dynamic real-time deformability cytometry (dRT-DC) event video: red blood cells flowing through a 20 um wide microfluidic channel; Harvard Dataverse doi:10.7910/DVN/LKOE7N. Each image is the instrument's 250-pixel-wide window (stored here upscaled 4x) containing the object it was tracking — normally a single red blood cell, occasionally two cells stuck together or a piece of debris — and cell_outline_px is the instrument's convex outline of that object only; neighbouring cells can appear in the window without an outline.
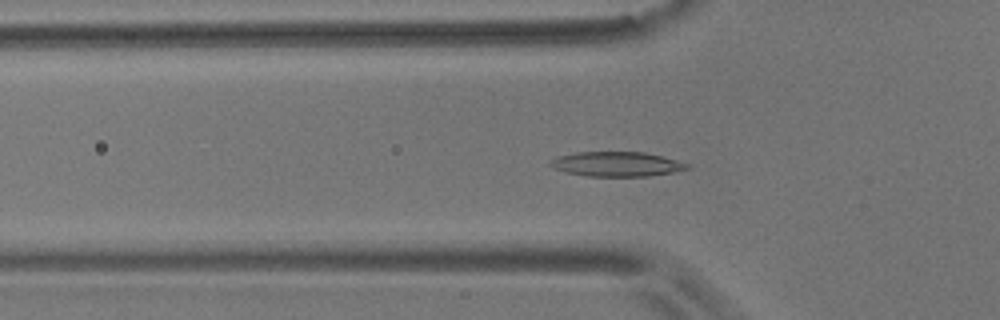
{"species": "common noctule bat (a hibernating species)", "species_latin": "Nyctalus noctula", "temperature_condition": "room temperature", "stored_images_in_passage": 19, "camera_frame_rate_fps": 3000, "um_per_image_px": 0.085, "animal": {"sex": "male", "body_mass_g": 17.9}, "frame": {"image": 1, "passage_image": 18, "time_ms": 5.667, "image_size_px": [1000, 320], "cell_outline_px": [[692, 168], [672, 172], [648, 176], [588, 176], [568, 172], [552, 168], [548, 164], [556, 156], [576, 152], [644, 152], [676, 160], [688, 164]], "centroid_in_image_um": [52.39, 13.94], "position_along_channel_um": 73.4, "area_um2": 19.54}}